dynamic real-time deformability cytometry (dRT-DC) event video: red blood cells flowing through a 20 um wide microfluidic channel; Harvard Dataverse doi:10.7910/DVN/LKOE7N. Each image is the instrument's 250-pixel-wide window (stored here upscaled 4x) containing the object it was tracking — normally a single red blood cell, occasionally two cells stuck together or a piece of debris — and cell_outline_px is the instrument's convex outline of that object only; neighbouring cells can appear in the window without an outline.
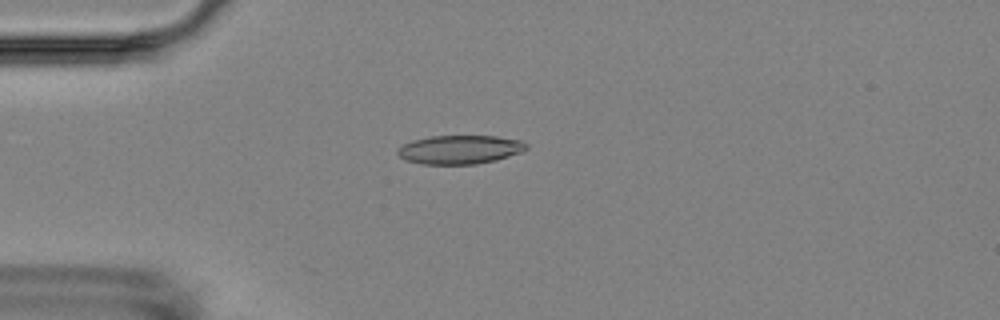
{"species": "Egyptian fruit bat (a non-hibernating species)", "species_latin": "Rousettus aegyptiacus", "temperature_condition": "room temperature", "stored_images_in_passage": 3, "camera_frame_rate_fps": 3000, "um_per_image_px": 0.085, "animal": {"sex": "female"}, "frame": {"image": 1, "passage_image": 1, "time_ms": 0.0, "image_size_px": [1000, 320], "cell_outline_px": [[528, 148], [520, 152], [496, 160], [476, 164], [424, 164], [404, 160], [396, 152], [404, 144], [412, 140], [428, 136], [496, 136], [524, 140], [528, 144]], "centroid_in_image_um": [39.11, 12.7], "position_along_channel_um": 45.9, "area_um2": 21.62}}